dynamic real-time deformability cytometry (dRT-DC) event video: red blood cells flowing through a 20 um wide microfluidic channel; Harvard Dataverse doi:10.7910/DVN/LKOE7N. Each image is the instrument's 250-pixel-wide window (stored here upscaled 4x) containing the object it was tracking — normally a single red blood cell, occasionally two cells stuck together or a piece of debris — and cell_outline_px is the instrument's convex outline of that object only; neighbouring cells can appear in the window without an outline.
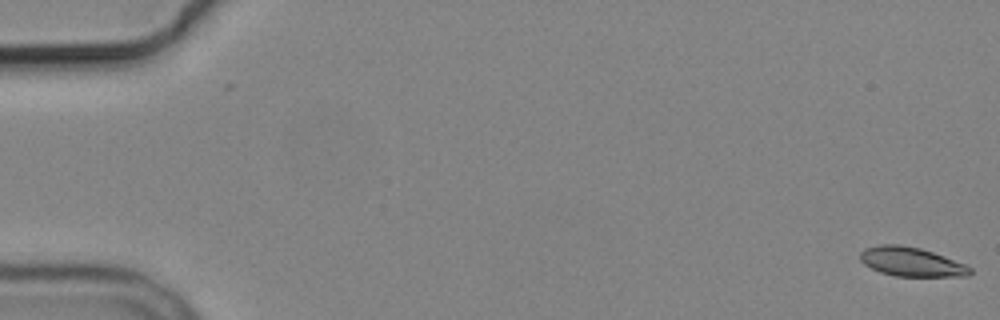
{"species": "common noctule bat (a hibernating species)", "species_latin": "Nyctalus noctula", "temperature_condition": "cold", "stored_images_in_passage": 6, "camera_frame_rate_fps": 3000, "um_per_image_px": 0.085, "animal": {"sex": "male", "body_mass_g": 19.2, "forearm_length_mm": 51.8}, "frame": {"image": 1, "passage_image": 1, "time_ms": 0.0, "image_size_px": [1000, 320], "cell_outline_px": [[972, 272], [968, 276], [896, 276], [880, 272], [864, 264], [860, 260], [860, 252], [864, 248], [880, 244], [900, 244], [920, 248], [944, 256], [964, 264], [972, 268]], "centroid_in_image_um": [77.44, 22.25], "position_along_channel_um": 7.6, "area_um2": 18.61}}
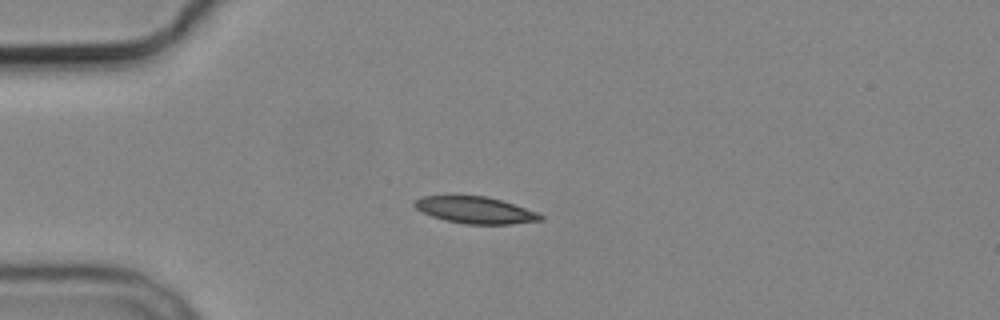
{"frame": {"image": 2, "passage_image": 5, "time_ms": 4.667, "image_size_px": [1000, 320], "cell_outline_px": [[544, 220], [512, 224], [464, 224], [444, 220], [432, 216], [416, 208], [412, 204], [416, 200], [424, 196], [488, 196], [536, 212], [544, 216]], "centroid_in_image_um": [40.41, 17.87], "position_along_channel_um": 44.6, "area_um2": 19.42}}